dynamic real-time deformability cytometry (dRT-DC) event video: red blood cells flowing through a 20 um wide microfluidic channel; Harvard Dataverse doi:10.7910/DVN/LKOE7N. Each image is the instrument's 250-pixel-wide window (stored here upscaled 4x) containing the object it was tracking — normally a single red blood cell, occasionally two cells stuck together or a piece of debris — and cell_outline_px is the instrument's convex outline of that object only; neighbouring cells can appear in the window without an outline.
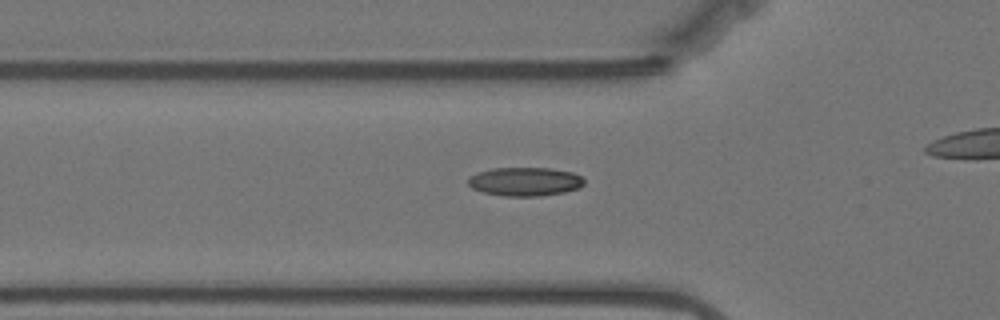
{"species": "Egyptian fruit bat (a non-hibernating species)", "species_latin": "Rousettus aegyptiacus", "temperature_condition": "warm", "stored_images_in_passage": 34, "camera_frame_rate_fps": 3000, "um_per_image_px": 0.085, "animal": {"sex": "female"}, "frame": {"image": 1, "passage_image": 7, "time_ms": 2.0, "image_size_px": [1000, 320], "cell_outline_px": [[584, 184], [576, 188], [564, 192], [540, 196], [504, 196], [484, 192], [472, 188], [468, 184], [468, 176], [476, 172], [492, 168], [548, 168], [572, 172], [580, 176], [584, 180]], "centroid_in_image_um": [44.57, 15.43], "position_along_channel_um": 81.2, "area_um2": 19.36}}
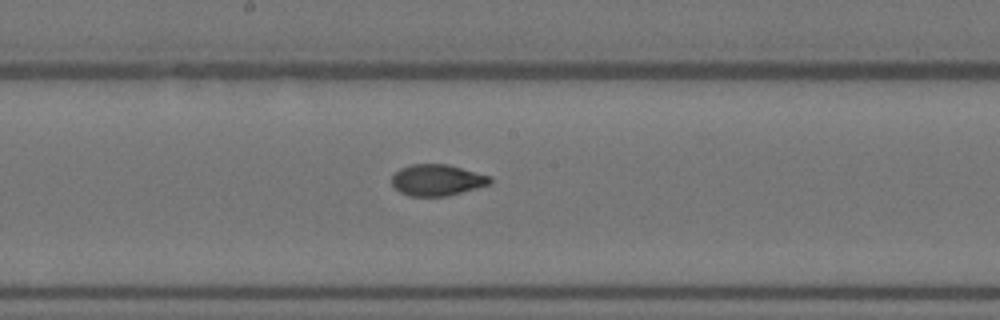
{"frame": {"image": 2, "passage_image": 18, "time_ms": 5.667, "image_size_px": [1000, 320], "cell_outline_px": [[492, 180], [488, 184], [476, 188], [448, 196], [408, 196], [400, 192], [392, 184], [392, 176], [400, 168], [412, 164], [448, 164], [492, 176]], "centroid_in_image_um": [37.15, 15.3], "position_along_channel_um": 211.0, "area_um2": 17.92}}
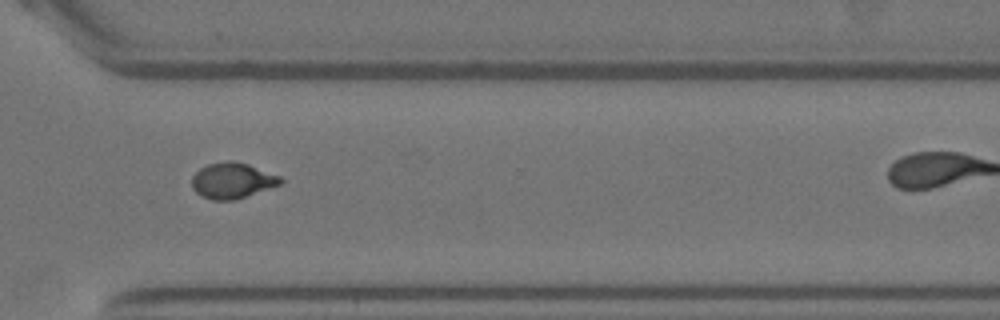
{"frame": {"image": 3, "passage_image": 30, "time_ms": 9.667, "image_size_px": [1000, 320], "cell_outline_px": [[284, 180], [280, 184], [236, 200], [212, 200], [200, 196], [192, 188], [192, 176], [200, 168], [208, 164], [228, 160], [248, 164], [280, 176]], "centroid_in_image_um": [19.72, 15.35], "position_along_channel_um": 350.9, "area_um2": 18.44}}